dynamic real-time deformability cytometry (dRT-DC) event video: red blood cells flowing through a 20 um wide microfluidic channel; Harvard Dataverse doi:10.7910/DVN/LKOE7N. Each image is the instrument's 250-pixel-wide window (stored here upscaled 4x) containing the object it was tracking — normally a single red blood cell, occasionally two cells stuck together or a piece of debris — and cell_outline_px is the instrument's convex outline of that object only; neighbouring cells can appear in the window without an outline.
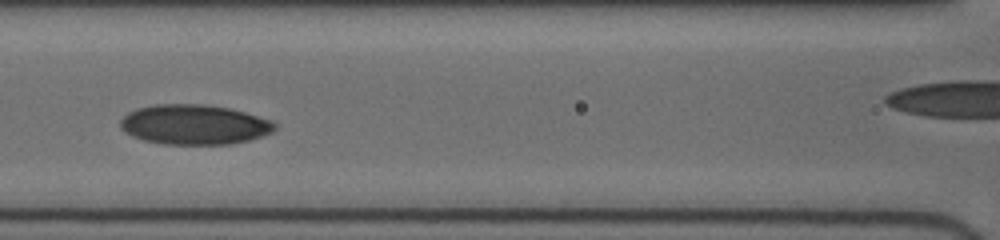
{"species": "human", "species_latin": "Homo sapiens", "temperature_condition": "cold", "stored_images_in_passage": 6, "segment_of_instrument_passage": [1, 2], "camera_frame_rate_fps": 3000, "um_per_image_px": 0.085, "donor": {"sex": "female"}, "frame": {"image": 1, "passage_image": 4, "time_ms": 2.333, "image_size_px": [1000, 240], "cell_outline_px": [[276, 128], [272, 132], [264, 136], [232, 144], [164, 144], [144, 140], [132, 136], [124, 132], [120, 128], [120, 120], [128, 112], [140, 108], [156, 104], [204, 104], [228, 108], [244, 112], [272, 120], [276, 124]], "centroid_in_image_um": [16.52, 10.59], "position_along_channel_um": 150.1, "area_um2": 35.95}}